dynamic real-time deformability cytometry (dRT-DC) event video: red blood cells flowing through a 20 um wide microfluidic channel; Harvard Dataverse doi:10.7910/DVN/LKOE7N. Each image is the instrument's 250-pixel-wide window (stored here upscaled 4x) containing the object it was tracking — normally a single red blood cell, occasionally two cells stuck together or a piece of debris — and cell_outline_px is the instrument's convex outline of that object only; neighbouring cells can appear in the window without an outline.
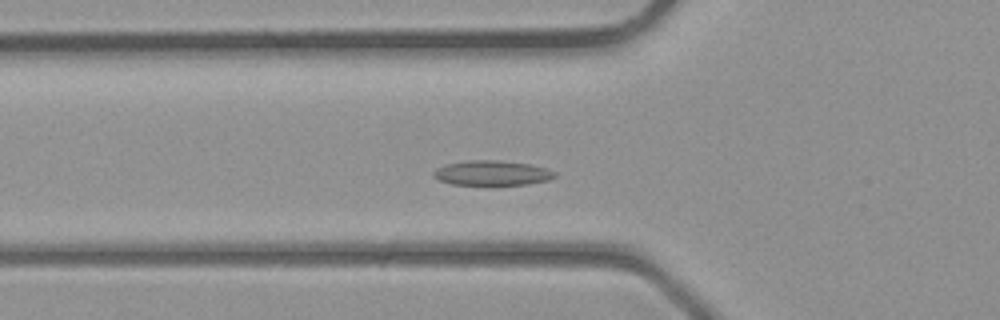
{"species": "common noctule bat (a hibernating species)", "species_latin": "Nyctalus noctula", "temperature_condition": "room temperature", "stored_images_in_passage": 37, "camera_frame_rate_fps": 3000, "um_per_image_px": 0.085, "animal": {"sex": "male", "body_mass_g": 23.1, "forearm_length_mm": 52.7}, "frame": {"image": 1, "passage_image": 11, "time_ms": 3.333, "image_size_px": [1000, 320], "cell_outline_px": [[556, 176], [548, 180], [528, 184], [492, 188], [452, 184], [440, 180], [432, 176], [432, 172], [436, 168], [444, 164], [468, 160], [496, 160], [528, 164], [548, 168], [556, 172]], "centroid_in_image_um": [41.8, 14.75], "position_along_channel_um": 84.0, "area_um2": 18.55}}
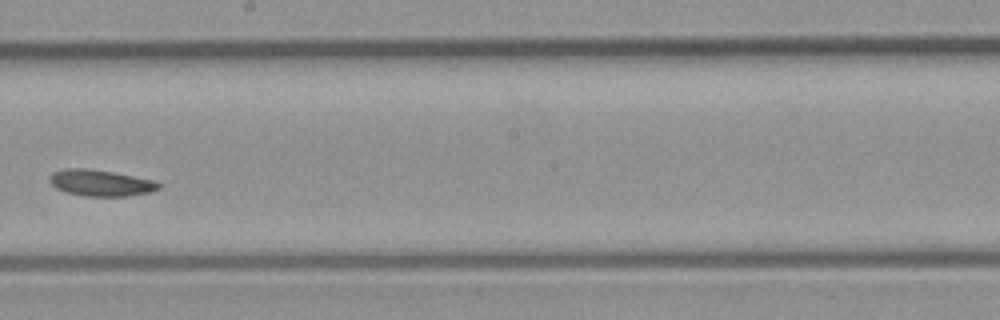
{"frame": {"image": 2, "passage_image": 20, "time_ms": 6.333, "image_size_px": [1000, 320], "cell_outline_px": [[160, 188], [152, 192], [128, 196], [84, 196], [64, 192], [56, 188], [52, 184], [52, 172], [64, 168], [88, 168], [112, 172], [156, 180], [160, 184]], "centroid_in_image_um": [8.6, 15.55], "position_along_channel_um": 239.6, "area_um2": 16.76}}
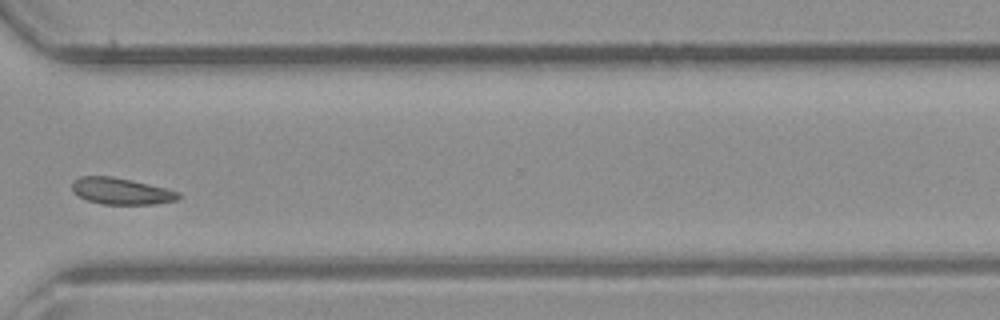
{"frame": {"image": 3, "passage_image": 27, "time_ms": 8.667, "image_size_px": [1000, 320], "cell_outline_px": [[180, 196], [176, 200], [156, 204], [104, 204], [88, 200], [76, 196], [72, 192], [72, 180], [80, 176], [112, 176], [132, 180], [180, 192]], "centroid_in_image_um": [10.24, 16.24], "position_along_channel_um": 360.4, "area_um2": 16.47}}